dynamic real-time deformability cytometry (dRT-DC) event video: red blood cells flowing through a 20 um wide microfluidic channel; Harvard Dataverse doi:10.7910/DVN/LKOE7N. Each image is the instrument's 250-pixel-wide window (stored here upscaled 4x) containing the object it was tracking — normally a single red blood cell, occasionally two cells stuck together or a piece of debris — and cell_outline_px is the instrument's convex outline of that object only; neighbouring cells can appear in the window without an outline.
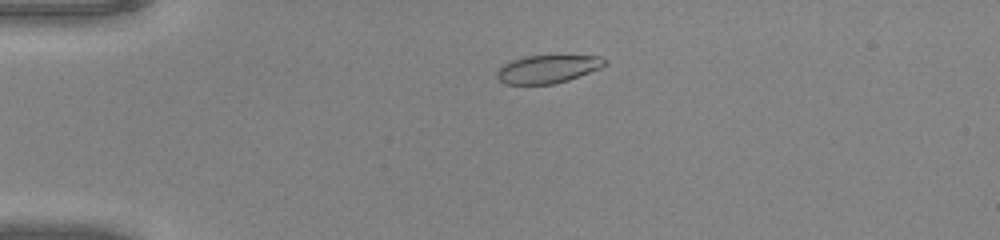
{"species": "common noctule bat (a hibernating species)", "species_latin": "Nyctalus noctula", "temperature_condition": "warm", "stored_images_in_passage": 47, "camera_frame_rate_fps": 3000, "um_per_image_px": 0.085, "animal": {"sex": "male", "body_mass_g": 20.0, "forearm_length_mm": 53.3}, "frame": {"image": 1, "passage_image": 9, "time_ms": 2.667, "image_size_px": [1000, 240], "cell_outline_px": [[608, 64], [600, 68], [568, 80], [552, 84], [504, 84], [496, 76], [496, 72], [504, 64], [512, 60], [524, 56], [600, 56], [608, 60]], "centroid_in_image_um": [46.56, 5.87], "position_along_channel_um": 38.4, "area_um2": 17.51}}
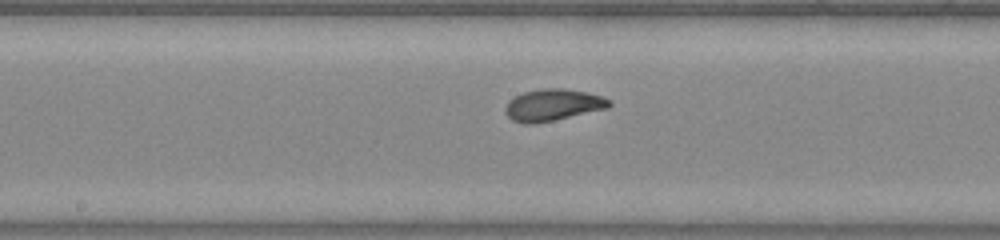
{"frame": {"image": 2, "passage_image": 24, "time_ms": 7.667, "image_size_px": [1000, 240], "cell_outline_px": [[612, 104], [608, 108], [536, 124], [524, 124], [512, 120], [504, 112], [504, 108], [508, 100], [524, 92], [540, 88], [564, 88], [588, 92], [612, 100]], "centroid_in_image_um": [46.98, 8.92], "position_along_channel_um": 201.2, "area_um2": 19.42}}
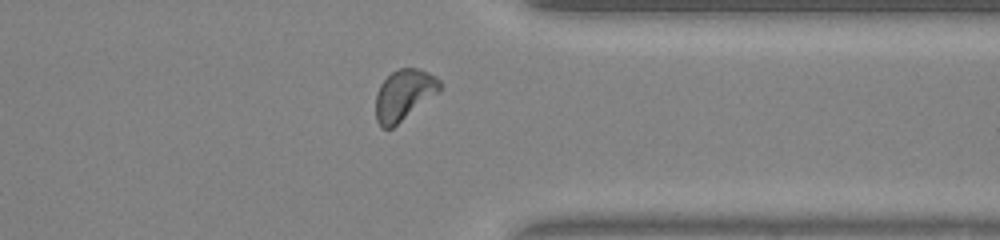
{"frame": {"image": 3, "passage_image": 37, "time_ms": 12.0, "image_size_px": [1000, 240], "cell_outline_px": [[440, 92], [392, 128], [380, 128], [376, 120], [376, 92], [380, 84], [392, 72], [400, 68], [420, 68], [436, 76], [440, 80]], "centroid_in_image_um": [34.34, 8.06], "position_along_channel_um": 377.1, "area_um2": 19.07}, "authors_computed_cell_mechanics": {"area_um2": 18.5538, "velocity_mm_per_s": 4.1272, "shape_relaxation_time_tau1_ms": 2.5708, "shape_relaxation_time_tau2_ms": 0.767, "deformation_change_tau1": 0.1552, "deformation_change_tau2": 0.0666}}